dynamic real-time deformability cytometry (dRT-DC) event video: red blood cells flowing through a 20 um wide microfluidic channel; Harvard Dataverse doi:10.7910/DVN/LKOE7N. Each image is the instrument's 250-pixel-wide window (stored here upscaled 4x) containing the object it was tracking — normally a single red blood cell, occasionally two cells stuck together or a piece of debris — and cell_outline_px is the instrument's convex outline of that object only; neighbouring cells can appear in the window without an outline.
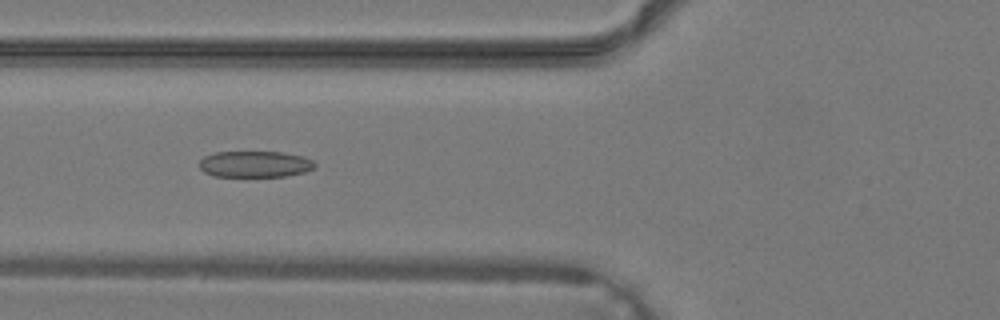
{"species": "common noctule bat (a hibernating species)", "species_latin": "Nyctalus noctula", "temperature_condition": "warm", "stored_images_in_passage": 40, "camera_frame_rate_fps": 3000, "um_per_image_px": 0.085, "animal": {"sex": "male", "body_mass_g": 19.2, "forearm_length_mm": 51.8}, "frame": {"image": 1, "passage_image": 16, "time_ms": 5.0, "image_size_px": [1000, 320], "cell_outline_px": [[316, 164], [312, 168], [304, 172], [284, 176], [212, 176], [204, 172], [200, 168], [200, 160], [204, 156], [212, 152], [280, 152], [304, 156], [312, 160]], "centroid_in_image_um": [21.64, 13.94], "position_along_channel_um": 104.2, "area_um2": 17.63}}
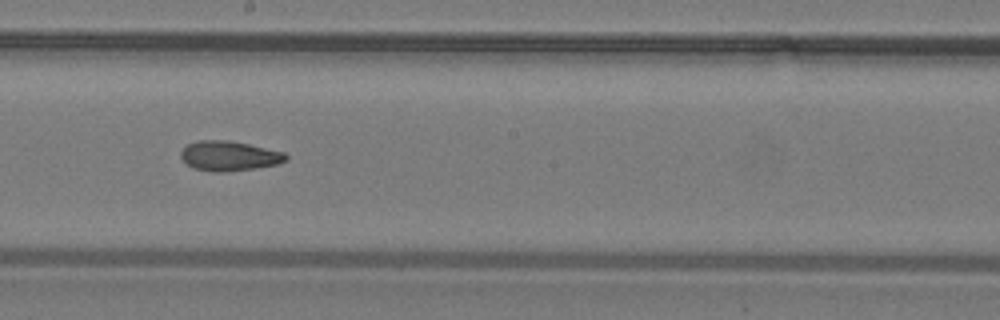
{"frame": {"image": 2, "passage_image": 23, "time_ms": 7.333, "image_size_px": [1000, 320], "cell_outline_px": [[288, 160], [276, 164], [256, 168], [224, 172], [212, 172], [192, 168], [180, 156], [180, 152], [188, 144], [200, 140], [228, 140], [248, 144], [284, 152], [288, 156]], "centroid_in_image_um": [19.48, 13.26], "position_along_channel_um": 228.7, "area_um2": 18.21}}
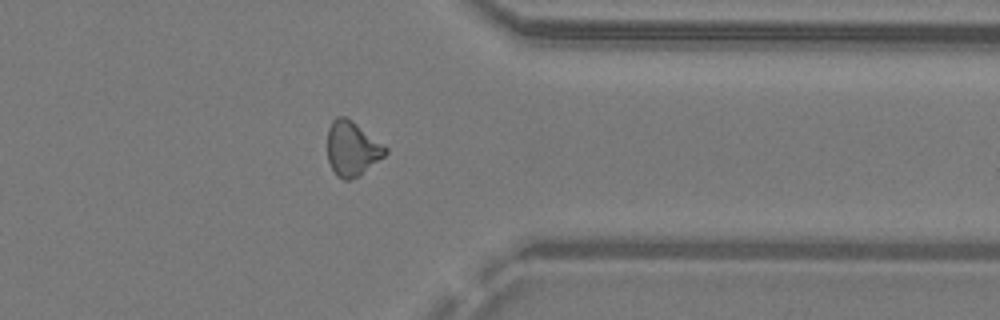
{"frame": {"image": 3, "passage_image": 32, "time_ms": 10.333, "image_size_px": [1000, 320], "cell_outline_px": [[388, 152], [384, 156], [360, 176], [348, 180], [344, 180], [336, 176], [328, 160], [328, 128], [332, 120], [336, 116], [344, 116], [356, 124], [388, 148]], "centroid_in_image_um": [29.92, 12.66], "position_along_channel_um": 381.5, "area_um2": 18.32}}